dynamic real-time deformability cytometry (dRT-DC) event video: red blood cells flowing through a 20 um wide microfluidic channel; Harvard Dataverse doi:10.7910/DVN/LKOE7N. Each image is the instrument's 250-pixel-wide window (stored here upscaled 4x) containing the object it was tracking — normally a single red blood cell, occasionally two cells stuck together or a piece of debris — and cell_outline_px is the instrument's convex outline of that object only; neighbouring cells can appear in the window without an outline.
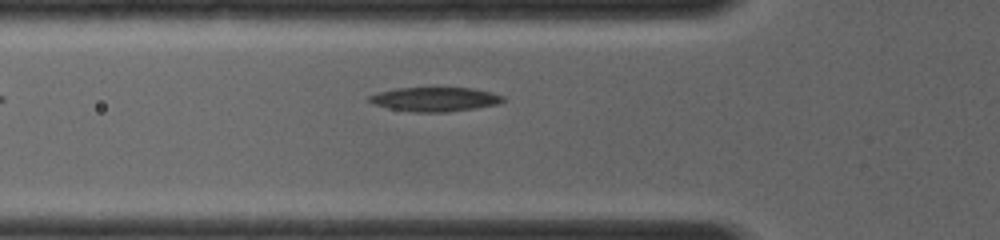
{"species": "common noctule bat (a hibernating species)", "species_latin": "Nyctalus noctula", "temperature_condition": "room temperature", "stored_images_in_passage": 4, "camera_frame_rate_fps": 4000, "um_per_image_px": 0.085, "animal": {"sex": "female", "body_mass_g": 19.0, "forearm_length_mm": 56.7}, "frame": {"image": 1, "passage_image": 4, "time_ms": 2.0, "image_size_px": [1000, 240], "cell_outline_px": [[504, 100], [496, 104], [472, 108], [444, 112], [416, 112], [388, 108], [376, 104], [368, 100], [368, 96], [380, 92], [396, 88], [472, 88], [492, 92], [504, 96]], "centroid_in_image_um": [36.97, 8.43], "position_along_channel_um": 88.8, "area_um2": 18.5}}